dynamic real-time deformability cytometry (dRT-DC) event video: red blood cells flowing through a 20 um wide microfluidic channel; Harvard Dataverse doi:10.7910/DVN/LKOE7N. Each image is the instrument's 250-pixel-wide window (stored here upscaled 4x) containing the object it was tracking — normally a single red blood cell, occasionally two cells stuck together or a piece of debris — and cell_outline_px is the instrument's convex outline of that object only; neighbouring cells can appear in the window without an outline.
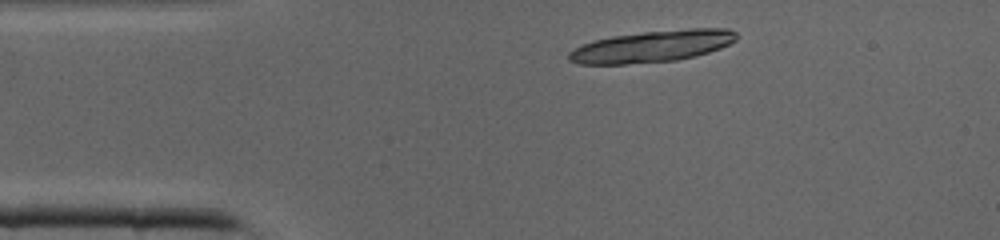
{"species": "common noctule bat (a hibernating species)", "species_latin": "Nyctalus noctula", "temperature_condition": "cold", "stored_images_in_passage": 34, "camera_frame_rate_fps": 3000, "um_per_image_px": 0.085, "animal": {"sex": "male", "body_mass_g": 19.0, "forearm_length_mm": 50.8}, "frame": {"image": 1, "passage_image": 1, "time_ms": 0.0, "image_size_px": [1000, 240], "cell_outline_px": [[740, 36], [736, 40], [720, 48], [696, 56], [676, 60], [624, 64], [580, 64], [568, 60], [568, 52], [584, 44], [596, 40], [612, 36], [644, 32], [688, 28], [728, 28], [736, 32]], "centroid_in_image_um": [55.48, 3.93], "position_along_channel_um": 29.5, "area_um2": 30.81}}
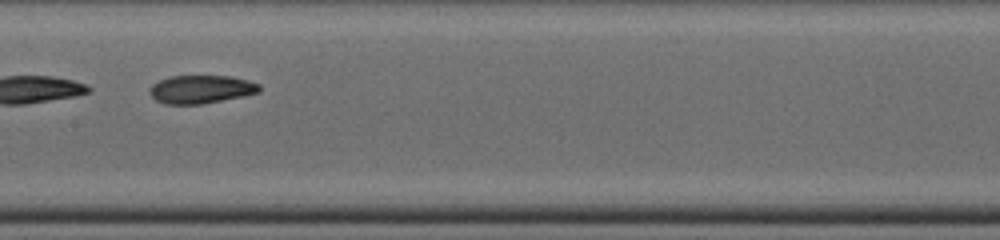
{"frame": {"image": 2, "passage_image": 14, "time_ms": 4.333, "image_size_px": [1000, 240], "cell_outline_px": [[260, 92], [244, 96], [200, 104], [164, 104], [156, 100], [148, 92], [148, 88], [152, 84], [168, 76], [232, 76], [248, 80], [260, 84]], "centroid_in_image_um": [17.07, 7.58], "position_along_channel_um": 190.3, "area_um2": 18.15}}
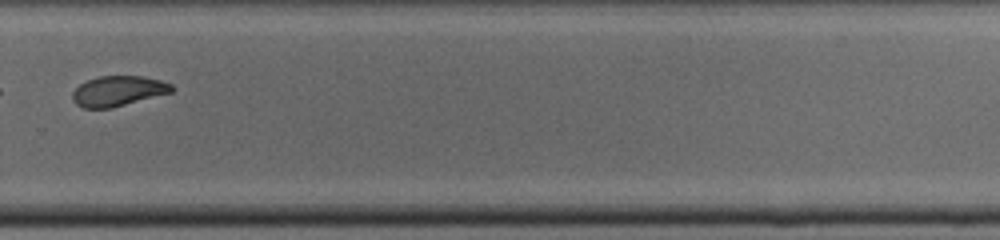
{"frame": {"image": 3, "passage_image": 22, "time_ms": 7.0, "image_size_px": [1000, 240], "cell_outline_px": [[176, 88], [172, 92], [112, 108], [84, 108], [76, 104], [72, 100], [72, 92], [80, 84], [88, 80], [100, 76], [144, 76], [160, 80], [172, 84]], "centroid_in_image_um": [10.06, 7.74], "position_along_channel_um": 319.7, "area_um2": 17.51}}